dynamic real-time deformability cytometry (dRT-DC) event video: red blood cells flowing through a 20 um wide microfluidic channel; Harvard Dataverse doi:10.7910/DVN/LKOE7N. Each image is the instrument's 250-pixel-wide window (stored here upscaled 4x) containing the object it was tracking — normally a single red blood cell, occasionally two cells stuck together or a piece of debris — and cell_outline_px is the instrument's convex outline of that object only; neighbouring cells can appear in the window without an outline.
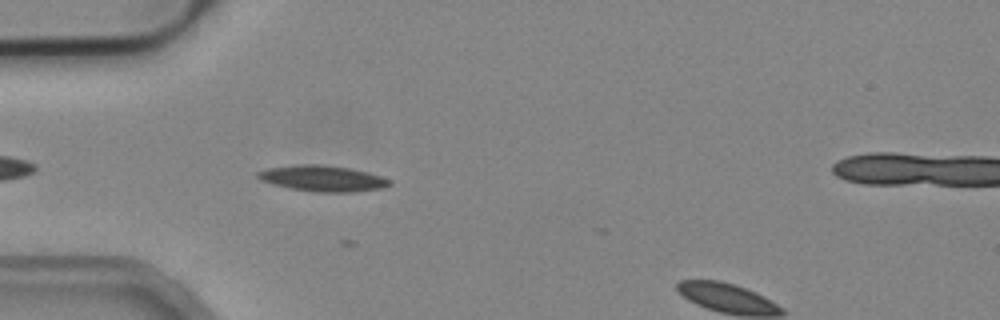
{"species": "common noctule bat (a hibernating species)", "species_latin": "Nyctalus noctula", "temperature_condition": "cold", "stored_images_in_passage": 12, "camera_frame_rate_fps": 3000, "um_per_image_px": 0.085, "animal": {"sex": "male", "body_mass_g": 19.2, "forearm_length_mm": 51.8}, "frame": {"image": 1, "passage_image": 4, "time_ms": 1.0, "image_size_px": [1000, 320], "cell_outline_px": [[392, 184], [384, 188], [352, 192], [316, 192], [292, 188], [272, 184], [260, 180], [256, 176], [256, 172], [268, 168], [296, 164], [320, 164], [348, 168], [368, 172], [392, 180]], "centroid_in_image_um": [27.43, 15.16], "position_along_channel_um": 57.6, "area_um2": 19.94}}